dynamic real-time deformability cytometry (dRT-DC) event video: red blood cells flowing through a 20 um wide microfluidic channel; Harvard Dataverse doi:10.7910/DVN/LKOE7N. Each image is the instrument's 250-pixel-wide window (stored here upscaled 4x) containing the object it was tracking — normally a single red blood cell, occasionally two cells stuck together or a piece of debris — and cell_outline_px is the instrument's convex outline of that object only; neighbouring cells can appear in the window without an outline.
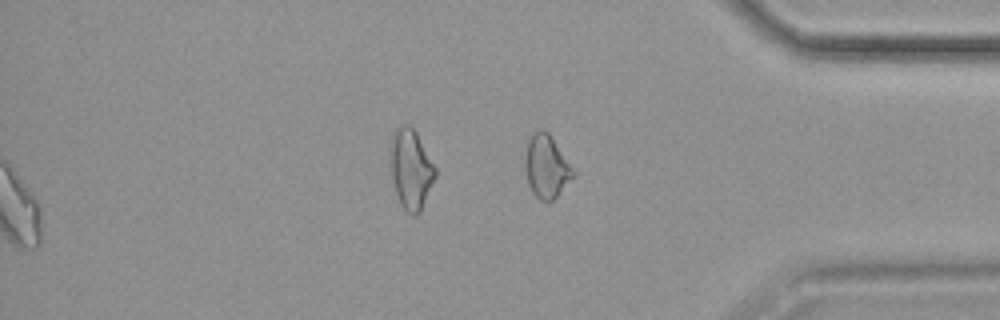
{"species": "common noctule bat (a hibernating species)", "species_latin": "Nyctalus noctula", "temperature_condition": "cold", "stored_images_in_passage": 44, "camera_frame_rate_fps": 3000, "um_per_image_px": 0.085, "animal": {"sex": "female", "body_mass_g": 19.9}, "frame": {"image": 1, "passage_image": 44, "time_ms": 14.333, "image_size_px": [1000, 320], "cell_outline_px": [[576, 172], [556, 196], [548, 204], [540, 200], [532, 192], [528, 184], [524, 164], [528, 140], [540, 128], [544, 128], [548, 132]], "centroid_in_image_um": [46.43, 14.16], "position_along_channel_um": 388.8, "area_um2": 17.4}}